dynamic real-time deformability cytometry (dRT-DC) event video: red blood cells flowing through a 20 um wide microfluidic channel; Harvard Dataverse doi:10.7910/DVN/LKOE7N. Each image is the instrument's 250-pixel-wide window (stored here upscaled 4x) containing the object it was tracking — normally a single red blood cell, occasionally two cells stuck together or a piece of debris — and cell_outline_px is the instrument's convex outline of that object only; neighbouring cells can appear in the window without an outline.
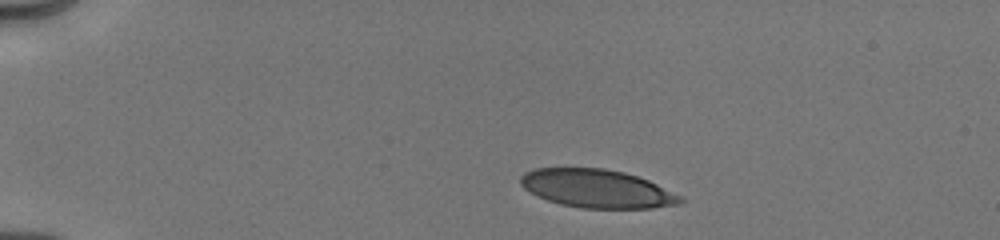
{"species": "human", "species_latin": "Homo sapiens", "temperature_condition": "cold", "stored_images_in_passage": 5, "camera_frame_rate_fps": 3000, "um_per_image_px": 0.085, "donor": {"sex": "male"}, "frame": {"image": 1, "passage_image": 1, "time_ms": 0.0, "image_size_px": [1000, 240], "cell_outline_px": [[684, 200], [680, 204], [652, 208], [584, 208], [560, 204], [536, 196], [524, 188], [520, 184], [520, 176], [524, 172], [536, 168], [604, 168], [624, 172], [648, 180], [684, 196]], "centroid_in_image_um": [50.76, 16.03], "position_along_channel_um": 34.2, "area_um2": 35.84}}
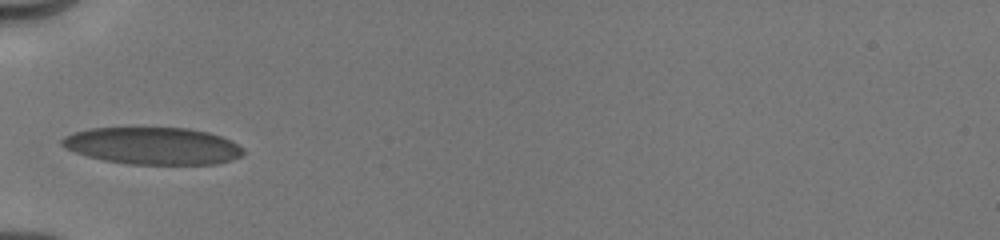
{"frame": {"image": 2, "passage_image": 4, "time_ms": 2.667, "image_size_px": [1000, 240], "cell_outline_px": [[244, 152], [240, 156], [232, 160], [216, 164], [128, 164], [104, 160], [88, 156], [76, 152], [60, 144], [60, 140], [64, 136], [76, 132], [92, 128], [188, 128], [208, 132], [220, 136], [244, 148]], "centroid_in_image_um": [13.0, 12.4], "position_along_channel_um": 72.0, "area_um2": 38.96}}